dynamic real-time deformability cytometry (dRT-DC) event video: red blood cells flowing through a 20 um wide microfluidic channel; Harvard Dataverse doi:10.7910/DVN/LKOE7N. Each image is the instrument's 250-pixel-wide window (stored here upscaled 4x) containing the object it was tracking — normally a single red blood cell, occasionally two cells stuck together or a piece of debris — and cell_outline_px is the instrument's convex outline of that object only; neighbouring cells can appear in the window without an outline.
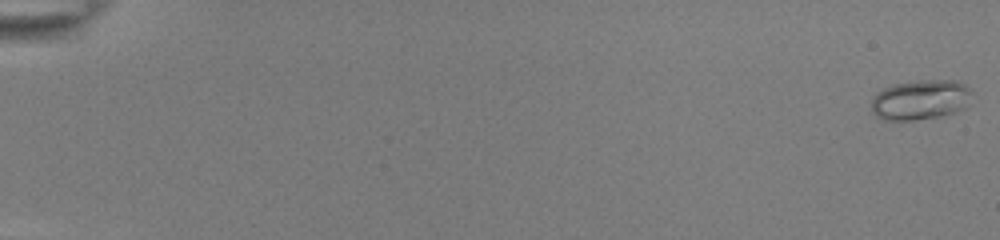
{"species": "common noctule bat (a hibernating species)", "species_latin": "Nyctalus noctula", "temperature_condition": "room temperature", "stored_images_in_passage": 17, "camera_frame_rate_fps": 3000, "um_per_image_px": 0.085, "animal": {"sex": "female", "body_mass_g": 22.0, "forearm_length_mm": 56.7}, "frame": {"image": 1, "passage_image": 1, "time_ms": 0.0, "image_size_px": [1000, 240], "cell_outline_px": [[972, 92], [964, 108], [940, 116], [912, 120], [884, 120], [876, 116], [872, 112], [872, 100], [876, 92], [892, 84], [920, 80], [956, 80], [964, 84]], "centroid_in_image_um": [78.2, 8.47], "position_along_channel_um": 6.8, "area_um2": 23.29}}